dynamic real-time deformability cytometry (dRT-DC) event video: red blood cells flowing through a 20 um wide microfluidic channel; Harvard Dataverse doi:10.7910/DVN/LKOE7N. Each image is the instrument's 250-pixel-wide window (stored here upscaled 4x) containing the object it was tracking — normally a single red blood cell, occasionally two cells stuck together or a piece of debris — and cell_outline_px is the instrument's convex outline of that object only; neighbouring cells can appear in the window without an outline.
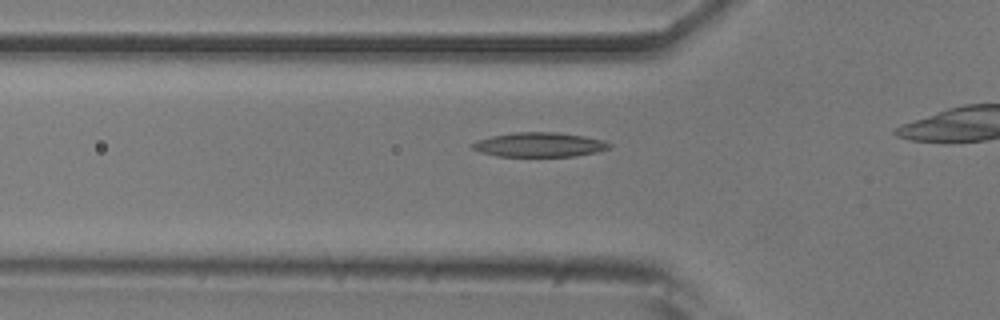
{"species": "common noctule bat (a hibernating species)", "species_latin": "Nyctalus noctula", "temperature_condition": "room temperature", "stored_images_in_passage": 14, "camera_frame_rate_fps": 3000, "um_per_image_px": 0.085, "animal": {"sex": "male", "body_mass_g": 20.5, "forearm_length_mm": 52.5}, "frame": {"image": 1, "passage_image": 5, "time_ms": 1.333, "image_size_px": [1000, 320], "cell_outline_px": [[612, 144], [608, 148], [596, 152], [576, 156], [496, 156], [480, 152], [472, 148], [472, 144], [476, 140], [492, 136], [512, 132], [556, 132], [584, 136], [604, 140]], "centroid_in_image_um": [45.84, 12.29], "position_along_channel_um": 80.0, "area_um2": 19.48}}
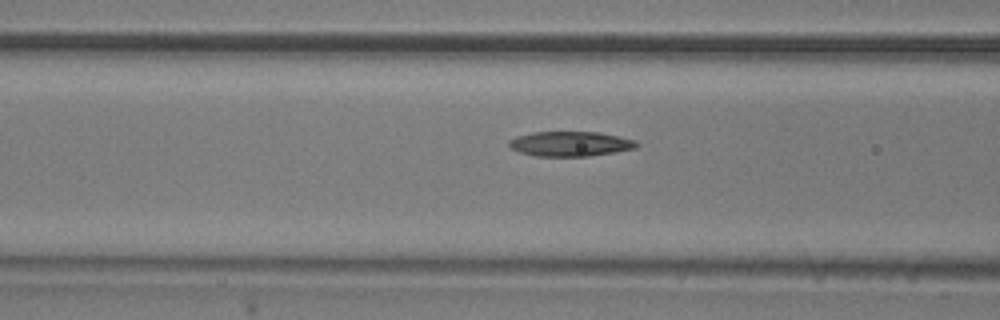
{"frame": {"image": 2, "passage_image": 8, "time_ms": 2.333, "image_size_px": [1000, 320], "cell_outline_px": [[640, 144], [636, 148], [616, 152], [588, 156], [536, 156], [520, 152], [512, 148], [508, 144], [508, 140], [516, 136], [532, 132], [600, 132], [636, 140]], "centroid_in_image_um": [48.49, 12.22], "position_along_channel_um": 118.1, "area_um2": 18.55}}
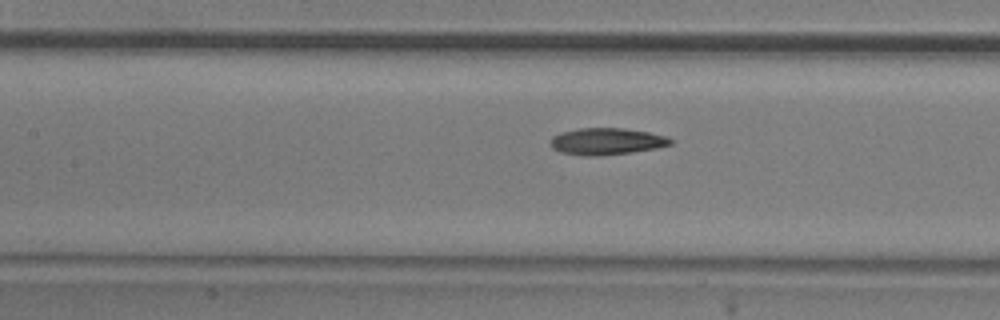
{"frame": {"image": 3, "passage_image": 11, "time_ms": 3.333, "image_size_px": [1000, 320], "cell_outline_px": [[672, 144], [656, 148], [632, 152], [596, 156], [588, 156], [560, 152], [552, 148], [552, 136], [560, 132], [580, 128], [624, 128], [648, 132], [668, 136], [672, 140]], "centroid_in_image_um": [51.58, 12.01], "position_along_channel_um": 155.8, "area_um2": 18.67}}